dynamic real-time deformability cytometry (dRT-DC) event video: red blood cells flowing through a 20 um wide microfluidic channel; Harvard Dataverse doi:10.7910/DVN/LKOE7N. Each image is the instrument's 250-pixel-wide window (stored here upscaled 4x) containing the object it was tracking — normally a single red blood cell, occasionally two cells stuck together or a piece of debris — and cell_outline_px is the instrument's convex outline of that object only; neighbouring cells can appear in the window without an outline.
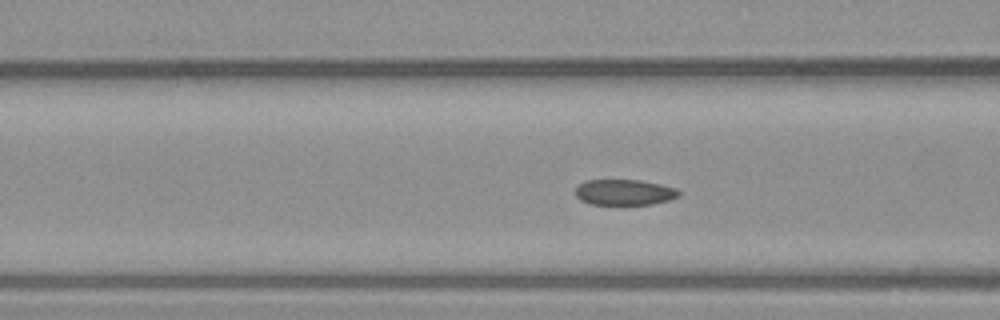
{"species": "common noctule bat (a hibernating species)", "species_latin": "Nyctalus noctula", "temperature_condition": "warm", "stored_images_in_passage": 54, "camera_frame_rate_fps": 3000, "um_per_image_px": 0.085, "animal": {"sex": "male", "body_mass_g": 23.1, "forearm_length_mm": 52.7}, "frame": {"image": 1, "passage_image": 22, "time_ms": 7.0, "image_size_px": [1000, 320], "cell_outline_px": [[680, 196], [668, 200], [652, 204], [592, 204], [580, 200], [576, 196], [576, 188], [584, 180], [640, 180], [660, 184], [676, 188], [680, 192]], "centroid_in_image_um": [53.08, 16.34], "position_along_channel_um": 113.5, "area_um2": 15.43}}
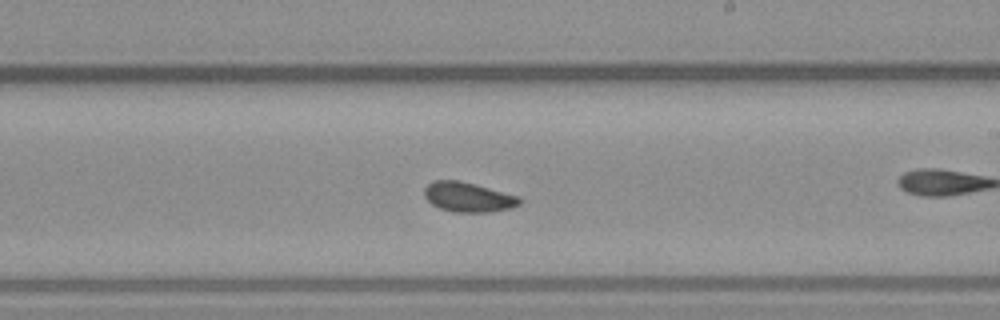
{"frame": {"image": 2, "passage_image": 33, "time_ms": 10.667, "image_size_px": [1000, 320], "cell_outline_px": [[524, 200], [520, 204], [512, 208], [492, 212], [452, 212], [440, 208], [432, 204], [424, 196], [424, 188], [432, 180], [460, 180], [476, 184], [520, 196]], "centroid_in_image_um": [39.83, 16.75], "position_along_channel_um": 249.2, "area_um2": 16.82}}
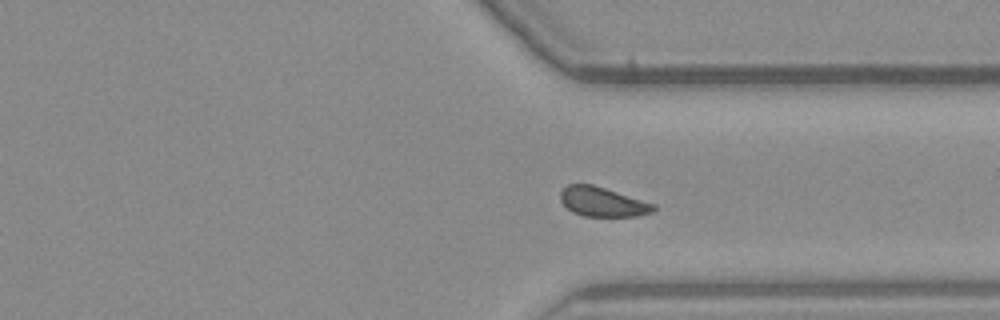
{"frame": {"image": 3, "passage_image": 42, "time_ms": 13.667, "image_size_px": [1000, 320], "cell_outline_px": [[656, 208], [652, 212], [636, 216], [584, 216], [572, 212], [560, 200], [560, 192], [568, 184], [592, 184], [656, 204]], "centroid_in_image_um": [51.22, 17.16], "position_along_channel_um": 360.2, "area_um2": 15.9}}